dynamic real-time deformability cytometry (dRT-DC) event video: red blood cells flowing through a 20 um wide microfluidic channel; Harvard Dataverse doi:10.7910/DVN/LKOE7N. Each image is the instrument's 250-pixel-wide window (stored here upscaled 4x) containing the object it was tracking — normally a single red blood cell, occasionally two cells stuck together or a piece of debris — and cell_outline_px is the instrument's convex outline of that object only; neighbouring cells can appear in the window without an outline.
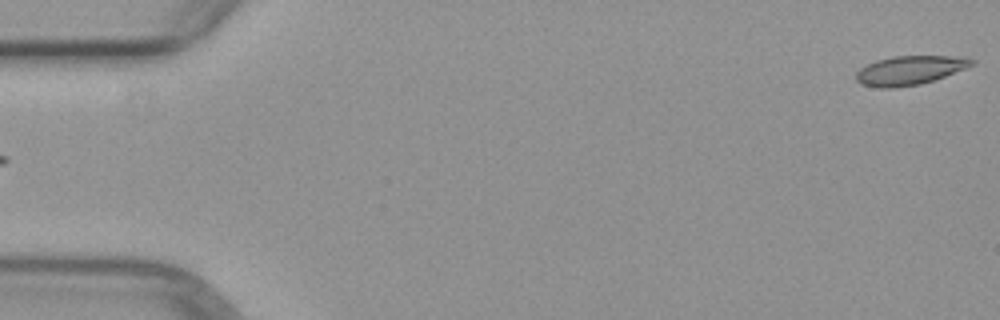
{"species": "common noctule bat (a hibernating species)", "species_latin": "Nyctalus noctula", "temperature_condition": "warm", "stored_images_in_passage": 4, "segment_of_instrument_passage": [2, 2], "camera_frame_rate_fps": 3000, "um_per_image_px": 0.085, "animal": {"sex": "female", "body_mass_g": 29.2, "forearm_length_mm": 56.3}, "frame": {"image": 1, "passage_image": 4, "time_ms": 3.667, "image_size_px": [1000, 320], "cell_outline_px": [[976, 60], [972, 64], [964, 68], [944, 76], [920, 84], [892, 88], [880, 88], [860, 84], [856, 80], [856, 72], [860, 68], [876, 60], [892, 56], [968, 56]], "centroid_in_image_um": [77.3, 5.96], "position_along_channel_um": 7.7, "area_um2": 19.48}}